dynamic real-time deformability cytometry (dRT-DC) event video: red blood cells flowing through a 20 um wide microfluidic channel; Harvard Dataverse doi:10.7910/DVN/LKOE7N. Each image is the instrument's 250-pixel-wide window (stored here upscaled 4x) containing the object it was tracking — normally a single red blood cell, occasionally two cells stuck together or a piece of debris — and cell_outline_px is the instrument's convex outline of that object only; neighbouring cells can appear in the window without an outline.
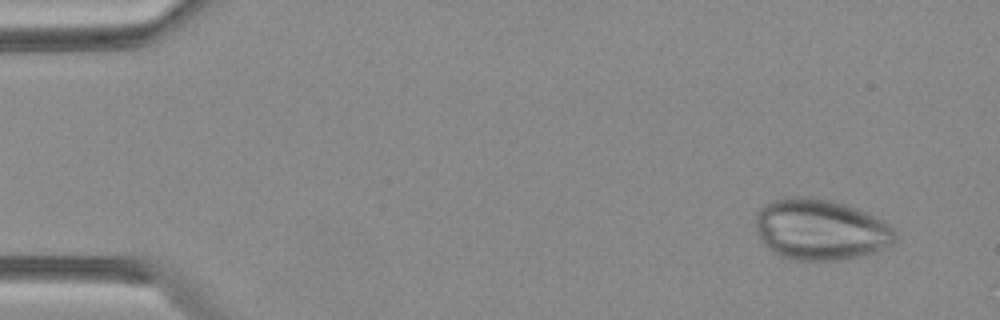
{"species": "Egyptian fruit bat (a non-hibernating species)", "species_latin": "Rousettus aegyptiacus", "temperature_condition": "warm", "stored_images_in_passage": 4, "camera_frame_rate_fps": 3000, "um_per_image_px": 0.085, "animal": {"sex": "female"}, "frame": {"image": 1, "passage_image": 1, "time_ms": 0.0, "image_size_px": [1000, 320], "cell_outline_px": [[896, 240], [892, 244], [876, 252], [860, 256], [840, 260], [796, 260], [780, 256], [772, 252], [760, 240], [756, 228], [756, 212], [760, 208], [776, 200], [788, 196], [812, 196], [844, 204], [856, 208], [884, 220], [896, 232]], "centroid_in_image_um": [69.74, 19.52], "position_along_channel_um": 15.3, "area_um2": 49.77}}